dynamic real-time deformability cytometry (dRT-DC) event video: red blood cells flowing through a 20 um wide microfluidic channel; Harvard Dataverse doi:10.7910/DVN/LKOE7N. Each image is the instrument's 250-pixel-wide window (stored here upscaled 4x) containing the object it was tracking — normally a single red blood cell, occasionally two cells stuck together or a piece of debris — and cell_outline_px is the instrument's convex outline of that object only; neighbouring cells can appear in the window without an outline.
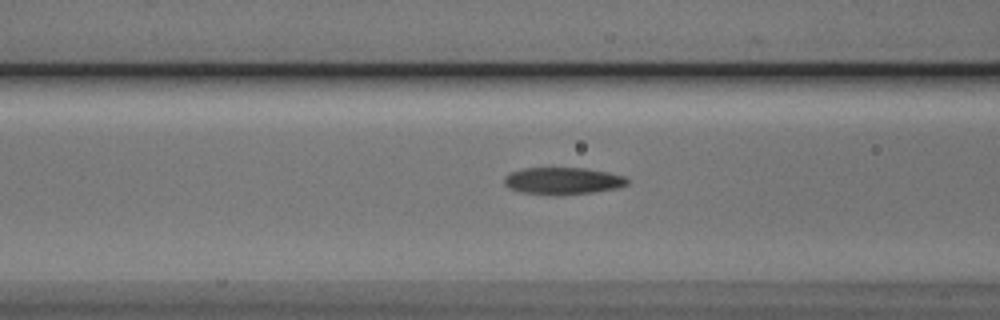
{"species": "Egyptian fruit bat (a non-hibernating species)", "species_latin": "Rousettus aegyptiacus", "temperature_condition": "cold", "stored_images_in_passage": 30, "camera_frame_rate_fps": 3000, "um_per_image_px": 0.085, "animal": {"sex": "male"}, "frame": {"image": 1, "passage_image": 5, "time_ms": 1.333, "image_size_px": [1000, 320], "cell_outline_px": [[628, 184], [620, 188], [592, 192], [556, 196], [520, 192], [508, 188], [504, 184], [504, 176], [508, 172], [524, 168], [584, 168], [608, 172], [624, 176], [628, 180]], "centroid_in_image_um": [47.8, 15.38], "position_along_channel_um": 118.8, "area_um2": 19.71}}
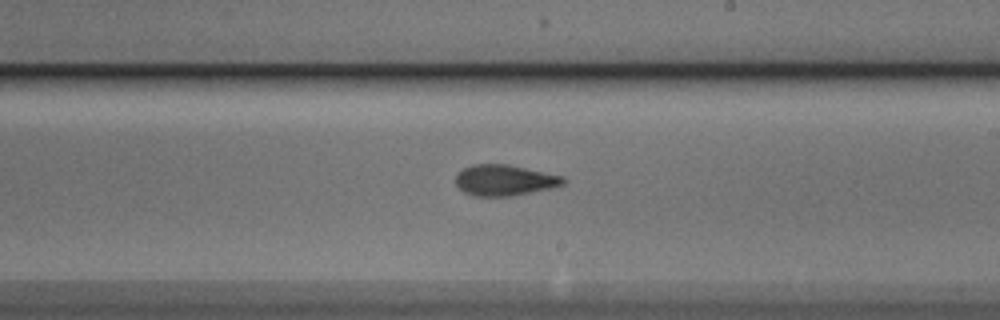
{"frame": {"image": 2, "passage_image": 15, "time_ms": 4.667, "image_size_px": [1000, 320], "cell_outline_px": [[568, 180], [564, 184], [548, 188], [512, 196], [472, 196], [464, 192], [456, 184], [456, 172], [472, 164], [508, 164], [564, 176]], "centroid_in_image_um": [42.87, 15.31], "position_along_channel_um": 246.1, "area_um2": 19.42}}
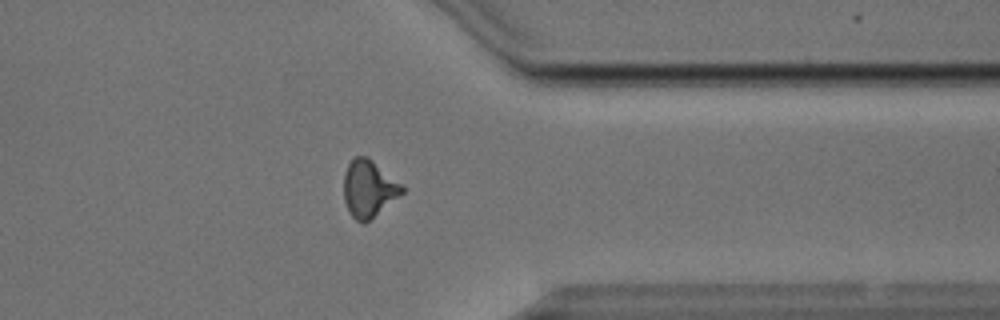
{"frame": {"image": 3, "passage_image": 26, "time_ms": 8.333, "image_size_px": [1000, 320], "cell_outline_px": [[404, 192], [364, 224], [360, 224], [348, 212], [344, 200], [344, 172], [348, 164], [356, 156], [368, 156], [404, 184]], "centroid_in_image_um": [31.35, 16.02], "position_along_channel_um": 380.0, "area_um2": 19.59}, "authors_computed_cell_mechanics": {"area_um2": 19.3919, "velocity_mm_per_s": 3.8263, "shape_relaxation_time_tau1_ms": 3.4105, "shape_relaxation_time_tau2_ms": 2.1538, "deformation_change_tau1": 0.1503, "deformation_change_tau2": 0.1024}}